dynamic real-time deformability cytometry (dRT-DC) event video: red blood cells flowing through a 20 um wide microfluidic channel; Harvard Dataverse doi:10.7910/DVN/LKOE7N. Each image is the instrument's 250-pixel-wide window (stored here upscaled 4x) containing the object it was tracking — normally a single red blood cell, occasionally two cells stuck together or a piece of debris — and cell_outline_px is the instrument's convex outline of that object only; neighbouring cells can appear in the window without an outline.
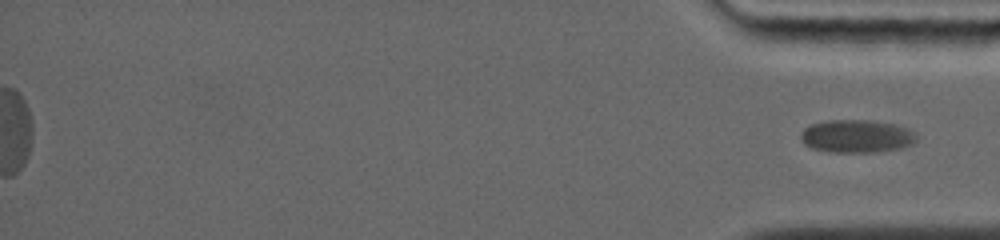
{"species": "common noctule bat (a hibernating species)", "species_latin": "Nyctalus noctula", "temperature_condition": "warm", "stored_images_in_passage": 26, "segment_of_instrument_passage": [2, 2], "camera_frame_rate_fps": 5000, "um_per_image_px": 0.085, "animal": {"sex": "female", "body_mass_g": 19.0, "forearm_length_mm": 56.7}, "frame": {"image": 1, "passage_image": 26, "time_ms": 15.2, "image_size_px": [1000, 240], "cell_outline_px": [[916, 140], [912, 144], [900, 148], [876, 152], [836, 152], [812, 148], [804, 144], [800, 136], [800, 132], [804, 128], [812, 124], [828, 120], [872, 120], [896, 124], [908, 128], [916, 132]], "centroid_in_image_um": [72.83, 11.56], "position_along_channel_um": 362.4, "area_um2": 22.31}}